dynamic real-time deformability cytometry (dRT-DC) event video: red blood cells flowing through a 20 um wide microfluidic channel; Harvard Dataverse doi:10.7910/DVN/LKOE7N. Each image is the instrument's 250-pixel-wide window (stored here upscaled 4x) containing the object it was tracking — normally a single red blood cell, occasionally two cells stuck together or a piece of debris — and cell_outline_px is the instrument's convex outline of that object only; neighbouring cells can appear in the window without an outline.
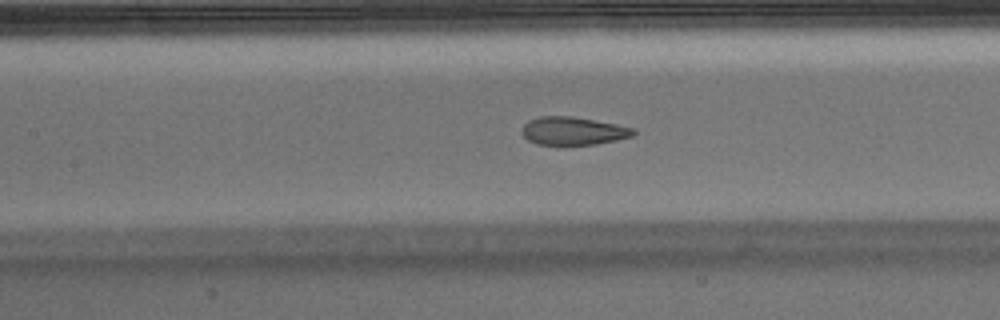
{"species": "Egyptian fruit bat (a non-hibernating species)", "species_latin": "Rousettus aegyptiacus", "temperature_condition": "warm", "stored_images_in_passage": 51, "segment_of_instrument_passage": [1, 2], "camera_frame_rate_fps": 3000, "um_per_image_px": 0.085, "animal": {"sex": "male"}, "frame": {"image": 1, "passage_image": 22, "time_ms": 7.0, "image_size_px": [1000, 320], "cell_outline_px": [[636, 132], [632, 136], [616, 140], [596, 144], [568, 148], [564, 148], [536, 144], [528, 140], [520, 132], [520, 128], [528, 120], [540, 116], [572, 116], [616, 124], [636, 128]], "centroid_in_image_um": [48.67, 11.18], "position_along_channel_um": 158.7, "area_um2": 19.19}}